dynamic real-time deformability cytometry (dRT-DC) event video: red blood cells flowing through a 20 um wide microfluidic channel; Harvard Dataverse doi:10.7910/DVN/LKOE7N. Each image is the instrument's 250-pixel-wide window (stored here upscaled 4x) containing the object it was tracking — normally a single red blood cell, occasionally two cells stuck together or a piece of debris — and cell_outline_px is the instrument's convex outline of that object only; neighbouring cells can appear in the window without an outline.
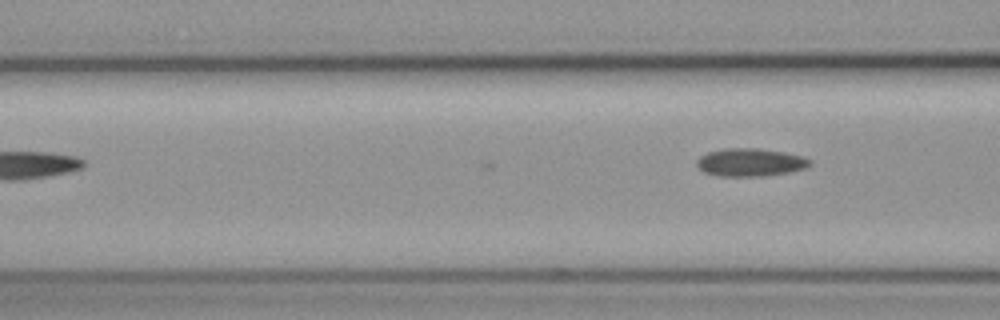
{"species": "common noctule bat (a hibernating species)", "species_latin": "Nyctalus noctula", "temperature_condition": "cold", "stored_images_in_passage": 5, "camera_frame_rate_fps": 3000, "um_per_image_px": 0.085, "animal": {"sex": "female", "body_mass_g": 19.3, "forearm_length_mm": 54.1}, "frame": {"image": 1, "passage_image": 5, "time_ms": 1.333, "image_size_px": [1000, 320], "cell_outline_px": [[812, 164], [804, 168], [788, 172], [764, 176], [716, 176], [704, 172], [696, 168], [696, 160], [700, 156], [708, 152], [724, 148], [756, 148], [784, 152], [804, 156], [812, 160]], "centroid_in_image_um": [63.75, 13.8], "position_along_channel_um": 102.9, "area_um2": 18.61}}